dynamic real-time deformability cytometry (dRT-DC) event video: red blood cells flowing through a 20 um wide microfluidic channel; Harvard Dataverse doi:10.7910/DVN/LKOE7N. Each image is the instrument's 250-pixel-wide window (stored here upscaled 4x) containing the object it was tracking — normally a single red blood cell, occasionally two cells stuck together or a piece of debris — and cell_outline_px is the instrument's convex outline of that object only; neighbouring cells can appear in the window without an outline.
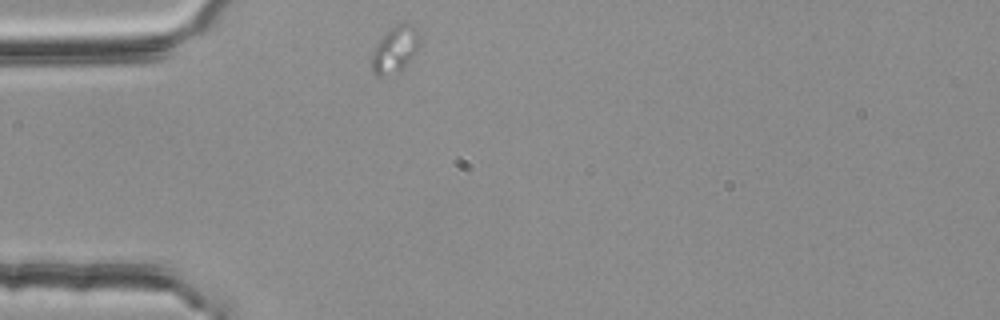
{"species": "common noctule bat (a hibernating species)", "species_latin": "Nyctalus noctula", "temperature_condition": "room temperature", "stored_images_in_passage": 11, "camera_frame_rate_fps": 3000, "um_per_image_px": 0.085, "animal": {"sex": "female", "body_mass_g": 25.1}, "frame": {"image": 1, "passage_image": 1, "time_ms": 0.0, "image_size_px": [1000, 320], "cell_outline_px": [[420, 44], [416, 52], [404, 68], [396, 72], [380, 76], [376, 76], [372, 72], [372, 52], [376, 44], [396, 24], [408, 24], [416, 28], [420, 32]], "centroid_in_image_um": [33.6, 4.22], "position_along_channel_um": 51.4, "area_um2": 12.77}}
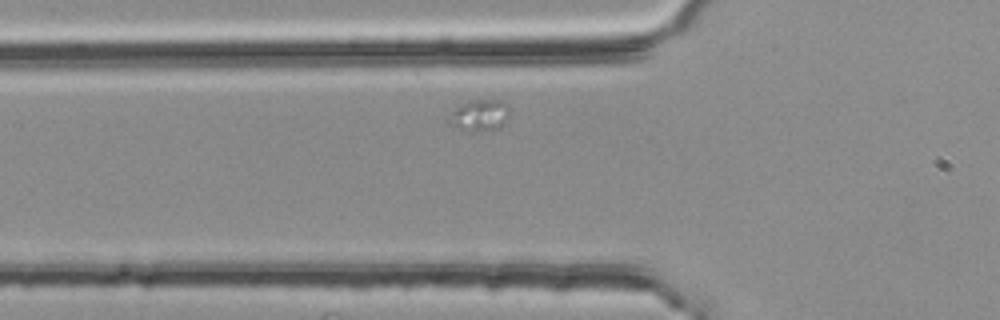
{"frame": {"image": 2, "passage_image": 5, "time_ms": 1.333, "image_size_px": [1000, 320], "cell_outline_px": [[512, 108], [508, 120], [504, 124], [492, 128], [476, 128], [444, 124], [444, 120], [460, 104], [472, 100], [504, 100]], "centroid_in_image_um": [40.81, 9.71], "position_along_channel_um": 85.0, "area_um2": 10.75}}